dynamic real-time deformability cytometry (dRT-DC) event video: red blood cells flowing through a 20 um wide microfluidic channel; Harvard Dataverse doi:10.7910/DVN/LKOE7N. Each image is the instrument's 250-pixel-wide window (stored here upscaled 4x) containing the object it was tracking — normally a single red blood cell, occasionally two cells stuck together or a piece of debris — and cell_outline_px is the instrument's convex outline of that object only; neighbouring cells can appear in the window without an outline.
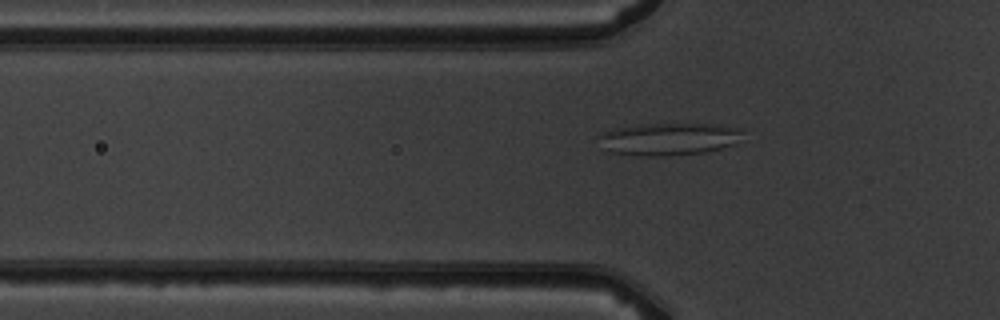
{"species": "common noctule bat (a hibernating species)", "species_latin": "Nyctalus noctula", "temperature_condition": "warm", "stored_images_in_passage": 5, "camera_frame_rate_fps": 3000, "um_per_image_px": 0.085, "animal": {"sex": "male", "body_mass_g": 19.5, "forearm_length_mm": 54.6}, "frame": {"image": 1, "passage_image": 5, "time_ms": 4.667, "image_size_px": [1000, 320], "cell_outline_px": [[744, 128], [732, 144], [720, 148], [704, 152], [668, 156], [636, 156], [608, 152], [604, 148], [596, 136], [600, 132], [612, 128], [644, 124], [720, 124]], "centroid_in_image_um": [56.74, 11.81], "position_along_channel_um": 69.1, "area_um2": 27.4}}